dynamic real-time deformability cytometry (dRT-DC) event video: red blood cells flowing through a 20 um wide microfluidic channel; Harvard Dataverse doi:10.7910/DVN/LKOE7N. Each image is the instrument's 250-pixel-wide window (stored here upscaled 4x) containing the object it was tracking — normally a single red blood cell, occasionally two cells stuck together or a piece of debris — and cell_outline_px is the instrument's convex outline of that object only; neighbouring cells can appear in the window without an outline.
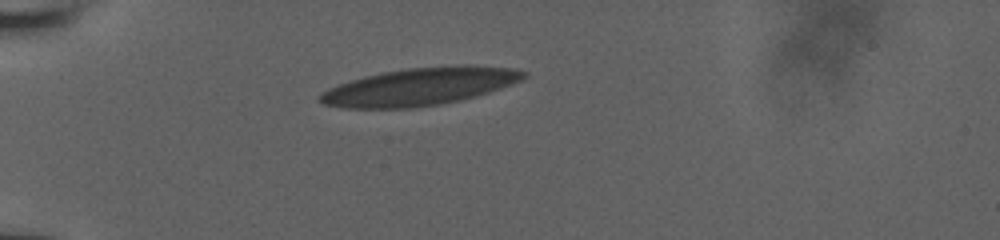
{"species": "human", "species_latin": "Homo sapiens", "temperature_condition": "room temperature", "stored_images_in_passage": 17, "camera_frame_rate_fps": 3000, "um_per_image_px": 0.085, "donor": {"sex": "male"}, "frame": {"image": 1, "passage_image": 1, "time_ms": 0.0, "image_size_px": [1000, 240], "cell_outline_px": [[528, 76], [524, 80], [476, 96], [460, 100], [440, 104], [416, 108], [344, 108], [324, 104], [316, 100], [316, 96], [320, 92], [328, 88], [364, 76], [380, 72], [408, 68], [456, 64], [468, 64], [512, 68], [528, 72]], "centroid_in_image_um": [35.69, 7.35], "position_along_channel_um": 49.3, "area_um2": 45.14}}
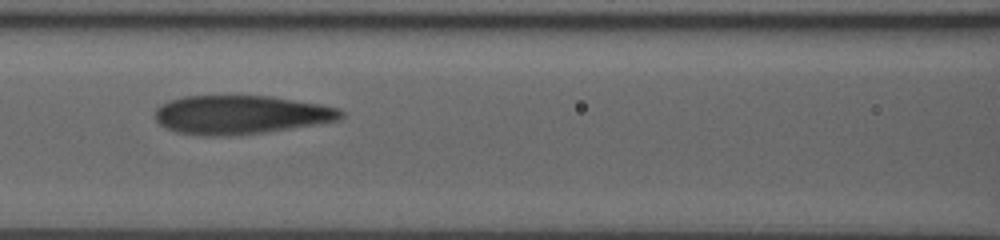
{"frame": {"image": 2, "passage_image": 8, "time_ms": 3.333, "image_size_px": [1000, 240], "cell_outline_px": [[344, 116], [340, 120], [316, 124], [264, 132], [236, 136], [204, 136], [176, 132], [164, 128], [156, 120], [156, 108], [160, 104], [168, 100], [184, 96], [272, 96], [320, 104], [340, 108], [344, 112]], "centroid_in_image_um": [20.45, 9.75], "position_along_channel_um": 146.1, "area_um2": 42.25}}
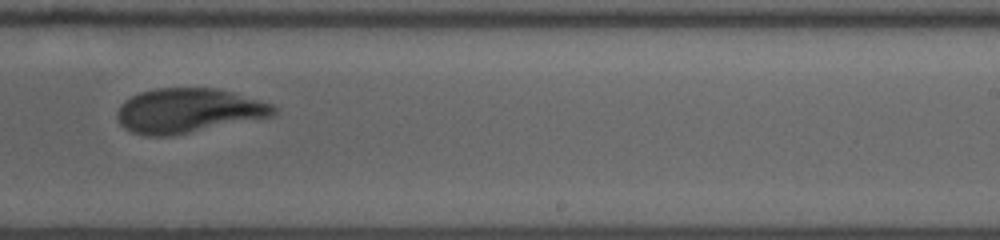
{"frame": {"image": 3, "passage_image": 15, "time_ms": 6.667, "image_size_px": [1000, 240], "cell_outline_px": [[276, 112], [272, 116], [172, 136], [144, 136], [132, 132], [124, 128], [120, 124], [116, 116], [116, 112], [120, 104], [124, 100], [140, 92], [156, 88], [216, 88], [232, 92], [276, 104]], "centroid_in_image_um": [15.98, 9.4], "position_along_channel_um": 273.0, "area_um2": 40.81}}